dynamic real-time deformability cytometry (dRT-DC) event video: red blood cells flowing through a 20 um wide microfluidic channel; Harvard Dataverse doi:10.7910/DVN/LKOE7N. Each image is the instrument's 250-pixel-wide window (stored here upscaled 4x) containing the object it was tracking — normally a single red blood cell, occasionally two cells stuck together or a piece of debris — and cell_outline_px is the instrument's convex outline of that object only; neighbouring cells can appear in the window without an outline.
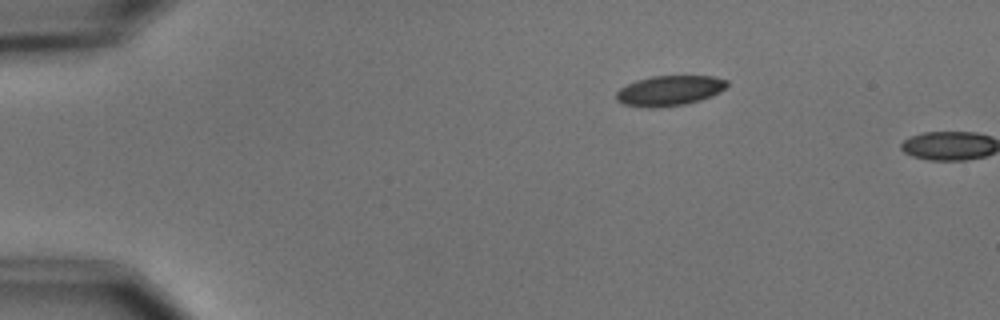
{"species": "common noctule bat (a hibernating species)", "species_latin": "Nyctalus noctula", "temperature_condition": "cold", "stored_images_in_passage": 2, "camera_frame_rate_fps": 3000, "um_per_image_px": 0.085, "animal": {"sex": "male", "body_mass_g": 15.6}, "frame": {"image": 1, "passage_image": 1, "time_ms": 0.0, "image_size_px": [1000, 320], "cell_outline_px": [[728, 84], [720, 92], [712, 96], [700, 100], [684, 104], [660, 108], [644, 108], [624, 104], [616, 100], [616, 92], [620, 88], [636, 80], [652, 76], [712, 76], [728, 80]], "centroid_in_image_um": [56.89, 7.71], "position_along_channel_um": 28.1, "area_um2": 19.59}}